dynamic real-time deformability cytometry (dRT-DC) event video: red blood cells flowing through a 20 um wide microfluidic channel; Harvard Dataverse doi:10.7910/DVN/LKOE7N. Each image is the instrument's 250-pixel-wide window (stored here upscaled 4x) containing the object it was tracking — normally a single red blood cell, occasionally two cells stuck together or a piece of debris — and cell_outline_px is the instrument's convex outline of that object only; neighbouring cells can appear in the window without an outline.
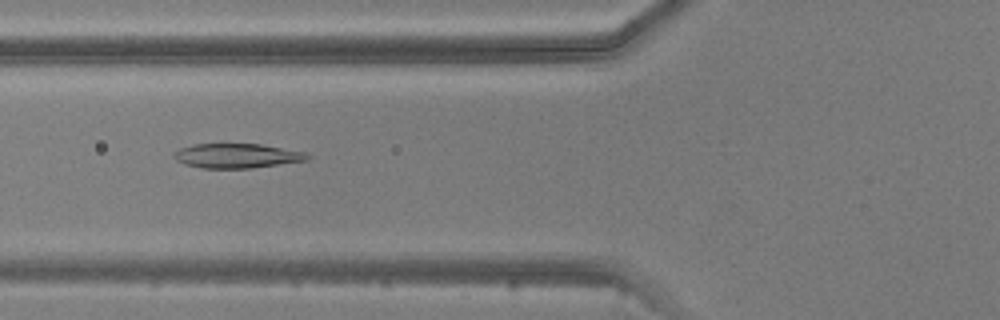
{"species": "common noctule bat (a hibernating species)", "species_latin": "Nyctalus noctula", "temperature_condition": "warm", "stored_images_in_passage": 9, "camera_frame_rate_fps": 3000, "um_per_image_px": 0.085, "animal": {"sex": "male", "body_mass_g": 20.5, "forearm_length_mm": 52.5}, "frame": {"image": 1, "passage_image": 7, "time_ms": 7.333, "image_size_px": [1000, 320], "cell_outline_px": [[312, 156], [308, 160], [252, 168], [200, 168], [184, 164], [176, 160], [172, 156], [172, 152], [180, 148], [196, 144], [260, 144], [304, 152]], "centroid_in_image_um": [20.1, 13.25], "position_along_channel_um": 105.7, "area_um2": 19.07}}
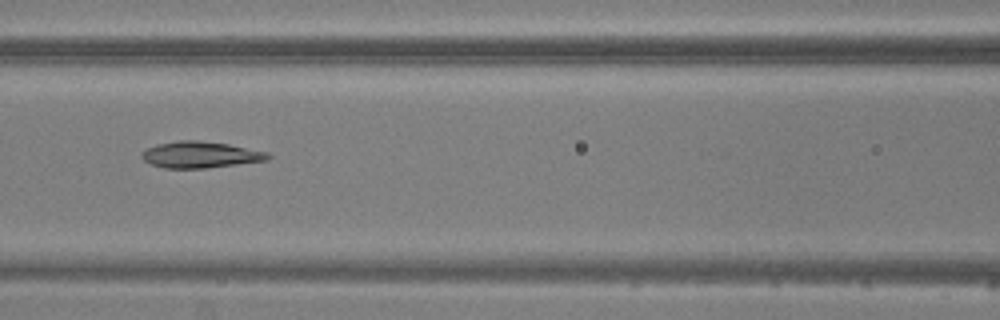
{"frame": {"image": 2, "passage_image": 8, "time_ms": 8.333, "image_size_px": [1000, 320], "cell_outline_px": [[272, 156], [268, 160], [208, 168], [164, 168], [152, 164], [144, 160], [140, 156], [148, 148], [156, 144], [180, 140], [196, 140], [228, 144], [268, 152]], "centroid_in_image_um": [17.06, 13.15], "position_along_channel_um": 149.5, "area_um2": 19.31}}